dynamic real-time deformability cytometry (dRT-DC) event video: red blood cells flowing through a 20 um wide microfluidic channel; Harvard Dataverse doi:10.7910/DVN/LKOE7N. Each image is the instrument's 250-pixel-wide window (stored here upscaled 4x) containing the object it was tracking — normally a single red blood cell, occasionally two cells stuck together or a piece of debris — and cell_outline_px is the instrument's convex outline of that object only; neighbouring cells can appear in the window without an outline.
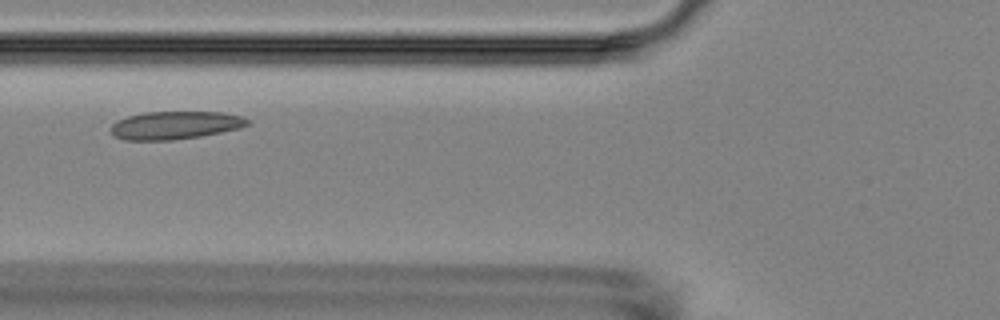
{"species": "Egyptian fruit bat (a non-hibernating species)", "species_latin": "Rousettus aegyptiacus", "temperature_condition": "room temperature", "stored_images_in_passage": 15, "camera_frame_rate_fps": 3000, "um_per_image_px": 0.085, "animal": {"sex": "female"}, "frame": {"image": 1, "passage_image": 5, "time_ms": 4.667, "image_size_px": [1000, 320], "cell_outline_px": [[248, 124], [240, 128], [200, 136], [172, 140], [124, 140], [116, 136], [112, 132], [112, 124], [116, 120], [128, 116], [144, 112], [224, 112], [240, 116], [248, 120]], "centroid_in_image_um": [14.87, 10.64], "position_along_channel_um": 110.9, "area_um2": 22.08}}
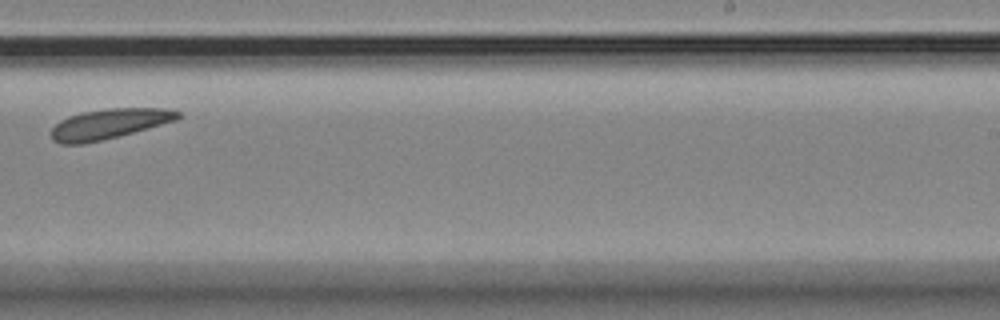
{"frame": {"image": 2, "passage_image": 9, "time_ms": 9.667, "image_size_px": [1000, 320], "cell_outline_px": [[184, 116], [176, 120], [120, 136], [104, 140], [84, 144], [60, 144], [52, 140], [48, 132], [60, 120], [68, 116], [84, 112], [108, 108], [164, 108], [180, 112]], "centroid_in_image_um": [9.24, 10.54], "position_along_channel_um": 279.8, "area_um2": 22.48}}
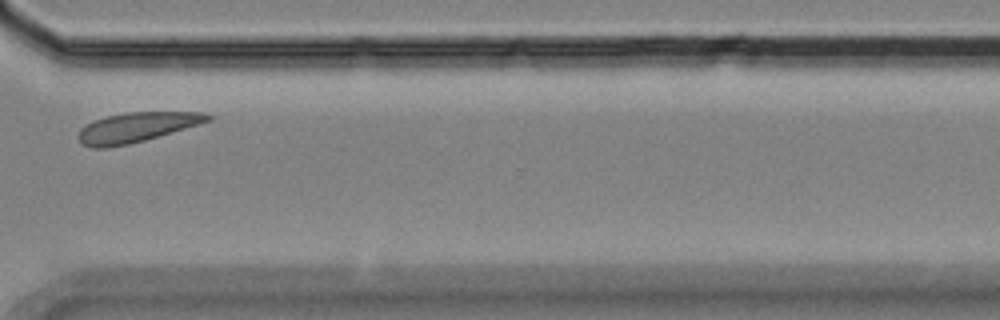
{"frame": {"image": 3, "passage_image": 11, "time_ms": 12.0, "image_size_px": [1000, 320], "cell_outline_px": [[212, 120], [144, 140], [128, 144], [108, 148], [92, 148], [80, 144], [76, 136], [80, 128], [96, 120], [108, 116], [124, 112], [204, 112], [212, 116]], "centroid_in_image_um": [11.55, 10.83], "position_along_channel_um": 359.0, "area_um2": 22.31}, "authors_computed_cell_mechanics": {"area_um2": 22.3108, "velocity_mm_per_s": 3.3946, "shape_relaxation_time_tau1_ms": 3.9476, "shape_relaxation_time_tau2_ms": 4.4037, "deformation_change_tau1": 0.0324, "deformation_change_tau2": 0.0855}}